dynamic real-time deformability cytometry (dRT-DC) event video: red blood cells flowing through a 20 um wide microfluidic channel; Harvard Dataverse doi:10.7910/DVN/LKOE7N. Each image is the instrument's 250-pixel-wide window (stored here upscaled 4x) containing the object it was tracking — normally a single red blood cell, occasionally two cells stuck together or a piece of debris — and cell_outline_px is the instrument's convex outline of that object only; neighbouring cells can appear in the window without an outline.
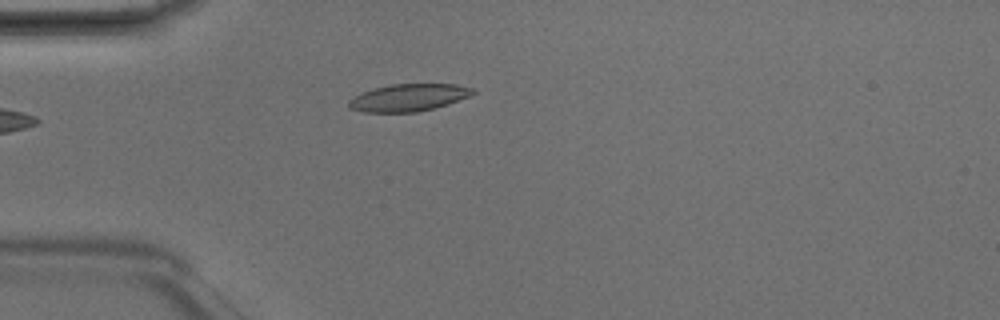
{"species": "Egyptian fruit bat (a non-hibernating species)", "species_latin": "Rousettus aegyptiacus", "temperature_condition": "room temperature", "stored_images_in_passage": 4, "camera_frame_rate_fps": 3000, "um_per_image_px": 0.085, "animal": {"sex": "male"}, "frame": {"image": 1, "passage_image": 4, "time_ms": 1.0, "image_size_px": [1000, 320], "cell_outline_px": [[476, 92], [468, 96], [448, 104], [416, 112], [364, 112], [348, 108], [348, 100], [364, 92], [376, 88], [392, 84], [456, 84], [476, 88]], "centroid_in_image_um": [34.75, 8.29], "position_along_channel_um": 50.3, "area_um2": 19.54}}